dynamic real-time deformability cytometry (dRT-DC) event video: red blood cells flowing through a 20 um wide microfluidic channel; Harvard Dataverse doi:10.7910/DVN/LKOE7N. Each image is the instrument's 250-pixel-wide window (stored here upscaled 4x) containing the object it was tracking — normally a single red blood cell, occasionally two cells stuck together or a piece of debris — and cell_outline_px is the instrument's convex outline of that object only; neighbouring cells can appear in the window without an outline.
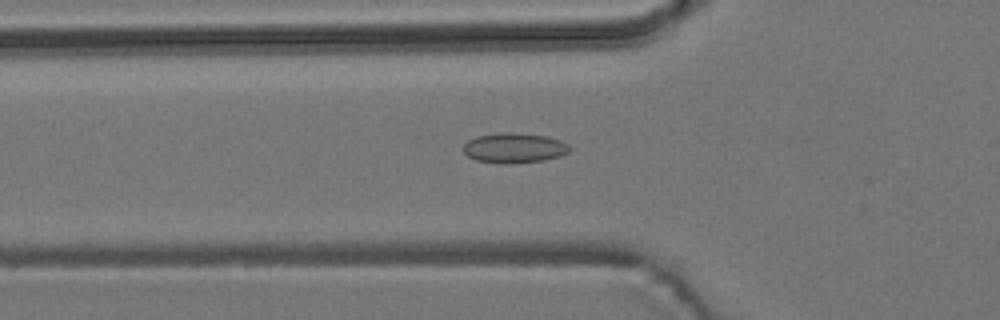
{"species": "common noctule bat (a hibernating species)", "species_latin": "Nyctalus noctula", "temperature_condition": "room temperature", "stored_images_in_passage": 45, "camera_frame_rate_fps": 3000, "um_per_image_px": 0.085, "animal": {"sex": "male", "body_mass_g": 19.2, "forearm_length_mm": 51.8}, "frame": {"image": 1, "passage_image": 17, "time_ms": 5.333, "image_size_px": [1000, 320], "cell_outline_px": [[572, 148], [568, 152], [560, 156], [544, 160], [504, 164], [476, 160], [468, 156], [464, 152], [464, 144], [468, 140], [476, 136], [500, 132], [508, 132], [544, 136], [560, 140], [568, 144]], "centroid_in_image_um": [43.7, 12.57], "position_along_channel_um": 82.1, "area_um2": 18.5}}
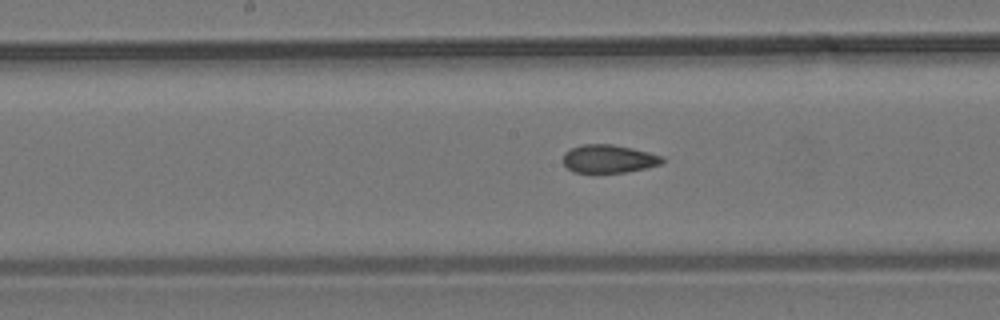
{"frame": {"image": 2, "passage_image": 26, "time_ms": 8.333, "image_size_px": [1000, 320], "cell_outline_px": [[664, 160], [660, 164], [644, 168], [624, 172], [572, 172], [564, 164], [564, 152], [580, 144], [612, 144], [632, 148], [664, 156]], "centroid_in_image_um": [51.73, 13.48], "position_along_channel_um": 196.5, "area_um2": 16.13}}
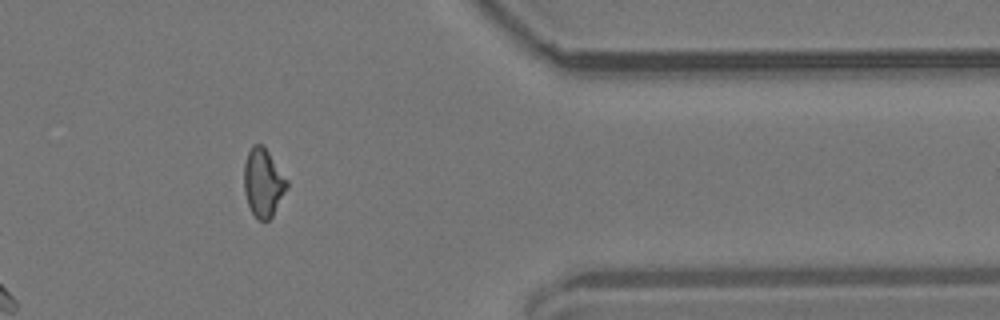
{"frame": {"image": 3, "passage_image": 43, "time_ms": 14.0, "image_size_px": [1000, 320], "cell_outline_px": [[288, 188], [272, 216], [268, 220], [260, 220], [252, 212], [248, 204], [244, 192], [244, 164], [248, 152], [252, 144], [264, 144], [288, 180]], "centroid_in_image_um": [22.38, 15.48], "position_along_channel_um": 389.0, "area_um2": 17.17}, "authors_computed_cell_mechanics": {"area_um2": 17.2244, "velocity_mm_per_s": 3.7815, "shape_relaxation_time_tau1_ms": null, "shape_relaxation_time_tau2_ms": 2.4651, "deformation_change_tau1": null, "deformation_change_tau2": 0.0795}}